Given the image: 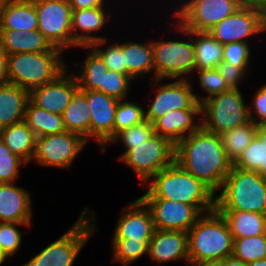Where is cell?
Masks as SVG:
<instances>
[{
	"instance_id": "obj_2",
	"label": "cell",
	"mask_w": 266,
	"mask_h": 266,
	"mask_svg": "<svg viewBox=\"0 0 266 266\" xmlns=\"http://www.w3.org/2000/svg\"><path fill=\"white\" fill-rule=\"evenodd\" d=\"M141 199H167L194 205L202 214L215 210L216 193L176 161L155 174Z\"/></svg>"
},
{
	"instance_id": "obj_39",
	"label": "cell",
	"mask_w": 266,
	"mask_h": 266,
	"mask_svg": "<svg viewBox=\"0 0 266 266\" xmlns=\"http://www.w3.org/2000/svg\"><path fill=\"white\" fill-rule=\"evenodd\" d=\"M196 73H198L196 76H198V81L201 90L207 93V95L205 96H200V94L195 95L198 103L201 104L204 100L214 95L230 90L225 79L221 76V74L216 68L196 70L195 74Z\"/></svg>"
},
{
	"instance_id": "obj_17",
	"label": "cell",
	"mask_w": 266,
	"mask_h": 266,
	"mask_svg": "<svg viewBox=\"0 0 266 266\" xmlns=\"http://www.w3.org/2000/svg\"><path fill=\"white\" fill-rule=\"evenodd\" d=\"M67 70L55 80L33 88L29 92V99L39 108L61 115L79 89L76 73L70 74Z\"/></svg>"
},
{
	"instance_id": "obj_53",
	"label": "cell",
	"mask_w": 266,
	"mask_h": 266,
	"mask_svg": "<svg viewBox=\"0 0 266 266\" xmlns=\"http://www.w3.org/2000/svg\"><path fill=\"white\" fill-rule=\"evenodd\" d=\"M246 266H266V258L247 263Z\"/></svg>"
},
{
	"instance_id": "obj_44",
	"label": "cell",
	"mask_w": 266,
	"mask_h": 266,
	"mask_svg": "<svg viewBox=\"0 0 266 266\" xmlns=\"http://www.w3.org/2000/svg\"><path fill=\"white\" fill-rule=\"evenodd\" d=\"M53 46L38 30L24 32L20 42V53L24 52H46L50 51Z\"/></svg>"
},
{
	"instance_id": "obj_23",
	"label": "cell",
	"mask_w": 266,
	"mask_h": 266,
	"mask_svg": "<svg viewBox=\"0 0 266 266\" xmlns=\"http://www.w3.org/2000/svg\"><path fill=\"white\" fill-rule=\"evenodd\" d=\"M38 29L35 0H7L0 15V30L28 32Z\"/></svg>"
},
{
	"instance_id": "obj_18",
	"label": "cell",
	"mask_w": 266,
	"mask_h": 266,
	"mask_svg": "<svg viewBox=\"0 0 266 266\" xmlns=\"http://www.w3.org/2000/svg\"><path fill=\"white\" fill-rule=\"evenodd\" d=\"M155 227L149 207L139 197L122 211L111 239L149 241Z\"/></svg>"
},
{
	"instance_id": "obj_36",
	"label": "cell",
	"mask_w": 266,
	"mask_h": 266,
	"mask_svg": "<svg viewBox=\"0 0 266 266\" xmlns=\"http://www.w3.org/2000/svg\"><path fill=\"white\" fill-rule=\"evenodd\" d=\"M145 119V109L141 104L130 100L121 99L118 101L115 112L114 136L124 130L143 122Z\"/></svg>"
},
{
	"instance_id": "obj_42",
	"label": "cell",
	"mask_w": 266,
	"mask_h": 266,
	"mask_svg": "<svg viewBox=\"0 0 266 266\" xmlns=\"http://www.w3.org/2000/svg\"><path fill=\"white\" fill-rule=\"evenodd\" d=\"M27 165L13 154L0 139V183H14L20 175V167Z\"/></svg>"
},
{
	"instance_id": "obj_35",
	"label": "cell",
	"mask_w": 266,
	"mask_h": 266,
	"mask_svg": "<svg viewBox=\"0 0 266 266\" xmlns=\"http://www.w3.org/2000/svg\"><path fill=\"white\" fill-rule=\"evenodd\" d=\"M232 255L245 264L266 258V233L233 240Z\"/></svg>"
},
{
	"instance_id": "obj_19",
	"label": "cell",
	"mask_w": 266,
	"mask_h": 266,
	"mask_svg": "<svg viewBox=\"0 0 266 266\" xmlns=\"http://www.w3.org/2000/svg\"><path fill=\"white\" fill-rule=\"evenodd\" d=\"M106 7L108 6L72 10V47L89 46L95 41L107 38L95 34L102 31L112 19V14L106 11Z\"/></svg>"
},
{
	"instance_id": "obj_51",
	"label": "cell",
	"mask_w": 266,
	"mask_h": 266,
	"mask_svg": "<svg viewBox=\"0 0 266 266\" xmlns=\"http://www.w3.org/2000/svg\"><path fill=\"white\" fill-rule=\"evenodd\" d=\"M190 266H225V259L206 260L198 263H189Z\"/></svg>"
},
{
	"instance_id": "obj_15",
	"label": "cell",
	"mask_w": 266,
	"mask_h": 266,
	"mask_svg": "<svg viewBox=\"0 0 266 266\" xmlns=\"http://www.w3.org/2000/svg\"><path fill=\"white\" fill-rule=\"evenodd\" d=\"M89 103L90 139L98 143L102 152L114 137V121L118 99L96 90H80Z\"/></svg>"
},
{
	"instance_id": "obj_20",
	"label": "cell",
	"mask_w": 266,
	"mask_h": 266,
	"mask_svg": "<svg viewBox=\"0 0 266 266\" xmlns=\"http://www.w3.org/2000/svg\"><path fill=\"white\" fill-rule=\"evenodd\" d=\"M148 257L158 264L185 260L188 255V233L179 230L155 229L149 241Z\"/></svg>"
},
{
	"instance_id": "obj_32",
	"label": "cell",
	"mask_w": 266,
	"mask_h": 266,
	"mask_svg": "<svg viewBox=\"0 0 266 266\" xmlns=\"http://www.w3.org/2000/svg\"><path fill=\"white\" fill-rule=\"evenodd\" d=\"M89 49L87 58L83 62H76L74 66L79 69L75 75L79 90H97L103 86L104 72L108 71L107 66L102 59L88 46H83ZM79 67V68H78Z\"/></svg>"
},
{
	"instance_id": "obj_30",
	"label": "cell",
	"mask_w": 266,
	"mask_h": 266,
	"mask_svg": "<svg viewBox=\"0 0 266 266\" xmlns=\"http://www.w3.org/2000/svg\"><path fill=\"white\" fill-rule=\"evenodd\" d=\"M195 50V71L217 68L223 61V45L208 32L190 31Z\"/></svg>"
},
{
	"instance_id": "obj_38",
	"label": "cell",
	"mask_w": 266,
	"mask_h": 266,
	"mask_svg": "<svg viewBox=\"0 0 266 266\" xmlns=\"http://www.w3.org/2000/svg\"><path fill=\"white\" fill-rule=\"evenodd\" d=\"M155 134L154 126L148 120L124 129L118 132L110 141V143H118L120 141L125 148V151L119 155L118 160L130 149L134 148V145H139L148 140Z\"/></svg>"
},
{
	"instance_id": "obj_12",
	"label": "cell",
	"mask_w": 266,
	"mask_h": 266,
	"mask_svg": "<svg viewBox=\"0 0 266 266\" xmlns=\"http://www.w3.org/2000/svg\"><path fill=\"white\" fill-rule=\"evenodd\" d=\"M38 30L63 52L72 47V9L68 0H35Z\"/></svg>"
},
{
	"instance_id": "obj_40",
	"label": "cell",
	"mask_w": 266,
	"mask_h": 266,
	"mask_svg": "<svg viewBox=\"0 0 266 266\" xmlns=\"http://www.w3.org/2000/svg\"><path fill=\"white\" fill-rule=\"evenodd\" d=\"M134 81L130 76H126L114 70L104 72L103 86L96 91L112 96L118 100L126 99L130 91L131 82Z\"/></svg>"
},
{
	"instance_id": "obj_25",
	"label": "cell",
	"mask_w": 266,
	"mask_h": 266,
	"mask_svg": "<svg viewBox=\"0 0 266 266\" xmlns=\"http://www.w3.org/2000/svg\"><path fill=\"white\" fill-rule=\"evenodd\" d=\"M123 54L127 66V76L133 80L143 79L153 72L155 79V65L151 39L147 43L129 41L123 43Z\"/></svg>"
},
{
	"instance_id": "obj_27",
	"label": "cell",
	"mask_w": 266,
	"mask_h": 266,
	"mask_svg": "<svg viewBox=\"0 0 266 266\" xmlns=\"http://www.w3.org/2000/svg\"><path fill=\"white\" fill-rule=\"evenodd\" d=\"M65 129L90 141L91 113L86 96L78 89L61 114Z\"/></svg>"
},
{
	"instance_id": "obj_52",
	"label": "cell",
	"mask_w": 266,
	"mask_h": 266,
	"mask_svg": "<svg viewBox=\"0 0 266 266\" xmlns=\"http://www.w3.org/2000/svg\"><path fill=\"white\" fill-rule=\"evenodd\" d=\"M225 266H246V264L233 255H230L225 258Z\"/></svg>"
},
{
	"instance_id": "obj_14",
	"label": "cell",
	"mask_w": 266,
	"mask_h": 266,
	"mask_svg": "<svg viewBox=\"0 0 266 266\" xmlns=\"http://www.w3.org/2000/svg\"><path fill=\"white\" fill-rule=\"evenodd\" d=\"M209 33L222 45L249 42V38L264 33L263 16L245 2L232 15L212 27Z\"/></svg>"
},
{
	"instance_id": "obj_7",
	"label": "cell",
	"mask_w": 266,
	"mask_h": 266,
	"mask_svg": "<svg viewBox=\"0 0 266 266\" xmlns=\"http://www.w3.org/2000/svg\"><path fill=\"white\" fill-rule=\"evenodd\" d=\"M173 23L178 32L187 37L182 40H151L155 79H190L195 73V50L193 35L176 20ZM177 25V26H176ZM189 75V76H188ZM187 76V77H186Z\"/></svg>"
},
{
	"instance_id": "obj_4",
	"label": "cell",
	"mask_w": 266,
	"mask_h": 266,
	"mask_svg": "<svg viewBox=\"0 0 266 266\" xmlns=\"http://www.w3.org/2000/svg\"><path fill=\"white\" fill-rule=\"evenodd\" d=\"M187 233L190 263L232 255L234 239L225 218L216 209L202 214Z\"/></svg>"
},
{
	"instance_id": "obj_41",
	"label": "cell",
	"mask_w": 266,
	"mask_h": 266,
	"mask_svg": "<svg viewBox=\"0 0 266 266\" xmlns=\"http://www.w3.org/2000/svg\"><path fill=\"white\" fill-rule=\"evenodd\" d=\"M18 226L31 227V224L0 222V249L9 259L19 251L22 243V232Z\"/></svg>"
},
{
	"instance_id": "obj_56",
	"label": "cell",
	"mask_w": 266,
	"mask_h": 266,
	"mask_svg": "<svg viewBox=\"0 0 266 266\" xmlns=\"http://www.w3.org/2000/svg\"><path fill=\"white\" fill-rule=\"evenodd\" d=\"M263 22H264V33H266V14L263 16Z\"/></svg>"
},
{
	"instance_id": "obj_43",
	"label": "cell",
	"mask_w": 266,
	"mask_h": 266,
	"mask_svg": "<svg viewBox=\"0 0 266 266\" xmlns=\"http://www.w3.org/2000/svg\"><path fill=\"white\" fill-rule=\"evenodd\" d=\"M249 42H233L223 45V61L236 67H249L251 64Z\"/></svg>"
},
{
	"instance_id": "obj_24",
	"label": "cell",
	"mask_w": 266,
	"mask_h": 266,
	"mask_svg": "<svg viewBox=\"0 0 266 266\" xmlns=\"http://www.w3.org/2000/svg\"><path fill=\"white\" fill-rule=\"evenodd\" d=\"M29 91L12 83L0 84V130L25 118Z\"/></svg>"
},
{
	"instance_id": "obj_11",
	"label": "cell",
	"mask_w": 266,
	"mask_h": 266,
	"mask_svg": "<svg viewBox=\"0 0 266 266\" xmlns=\"http://www.w3.org/2000/svg\"><path fill=\"white\" fill-rule=\"evenodd\" d=\"M87 143L81 135L67 130L36 137L32 162L43 167L70 168Z\"/></svg>"
},
{
	"instance_id": "obj_34",
	"label": "cell",
	"mask_w": 266,
	"mask_h": 266,
	"mask_svg": "<svg viewBox=\"0 0 266 266\" xmlns=\"http://www.w3.org/2000/svg\"><path fill=\"white\" fill-rule=\"evenodd\" d=\"M112 262H119L122 266H129L132 262L148 255L149 243L147 241L112 239Z\"/></svg>"
},
{
	"instance_id": "obj_50",
	"label": "cell",
	"mask_w": 266,
	"mask_h": 266,
	"mask_svg": "<svg viewBox=\"0 0 266 266\" xmlns=\"http://www.w3.org/2000/svg\"><path fill=\"white\" fill-rule=\"evenodd\" d=\"M245 2L254 7L262 16L266 14V0H245Z\"/></svg>"
},
{
	"instance_id": "obj_6",
	"label": "cell",
	"mask_w": 266,
	"mask_h": 266,
	"mask_svg": "<svg viewBox=\"0 0 266 266\" xmlns=\"http://www.w3.org/2000/svg\"><path fill=\"white\" fill-rule=\"evenodd\" d=\"M92 213V214H91ZM96 214L86 207L77 221L37 255L22 266H72L89 239L99 230Z\"/></svg>"
},
{
	"instance_id": "obj_49",
	"label": "cell",
	"mask_w": 266,
	"mask_h": 266,
	"mask_svg": "<svg viewBox=\"0 0 266 266\" xmlns=\"http://www.w3.org/2000/svg\"><path fill=\"white\" fill-rule=\"evenodd\" d=\"M7 52L0 41V84L8 83Z\"/></svg>"
},
{
	"instance_id": "obj_55",
	"label": "cell",
	"mask_w": 266,
	"mask_h": 266,
	"mask_svg": "<svg viewBox=\"0 0 266 266\" xmlns=\"http://www.w3.org/2000/svg\"><path fill=\"white\" fill-rule=\"evenodd\" d=\"M7 0H0V15H1V12L3 10V7H4V4Z\"/></svg>"
},
{
	"instance_id": "obj_13",
	"label": "cell",
	"mask_w": 266,
	"mask_h": 266,
	"mask_svg": "<svg viewBox=\"0 0 266 266\" xmlns=\"http://www.w3.org/2000/svg\"><path fill=\"white\" fill-rule=\"evenodd\" d=\"M163 79H151L153 89L155 88L154 98L145 110V119L154 123L158 118L163 117L170 110L201 108V104L196 100V93L193 92L190 79H176L170 83H161ZM157 86V87H156Z\"/></svg>"
},
{
	"instance_id": "obj_5",
	"label": "cell",
	"mask_w": 266,
	"mask_h": 266,
	"mask_svg": "<svg viewBox=\"0 0 266 266\" xmlns=\"http://www.w3.org/2000/svg\"><path fill=\"white\" fill-rule=\"evenodd\" d=\"M63 51L53 47L46 52H24L7 56L8 82L29 92L55 80L67 68Z\"/></svg>"
},
{
	"instance_id": "obj_54",
	"label": "cell",
	"mask_w": 266,
	"mask_h": 266,
	"mask_svg": "<svg viewBox=\"0 0 266 266\" xmlns=\"http://www.w3.org/2000/svg\"><path fill=\"white\" fill-rule=\"evenodd\" d=\"M9 259L6 257V255L2 252L0 249V266L4 264V262L8 261Z\"/></svg>"
},
{
	"instance_id": "obj_3",
	"label": "cell",
	"mask_w": 266,
	"mask_h": 266,
	"mask_svg": "<svg viewBox=\"0 0 266 266\" xmlns=\"http://www.w3.org/2000/svg\"><path fill=\"white\" fill-rule=\"evenodd\" d=\"M216 195L217 211H245L266 215V179L256 171L233 167Z\"/></svg>"
},
{
	"instance_id": "obj_33",
	"label": "cell",
	"mask_w": 266,
	"mask_h": 266,
	"mask_svg": "<svg viewBox=\"0 0 266 266\" xmlns=\"http://www.w3.org/2000/svg\"><path fill=\"white\" fill-rule=\"evenodd\" d=\"M256 126L250 121L220 134L227 157L234 162L256 136Z\"/></svg>"
},
{
	"instance_id": "obj_8",
	"label": "cell",
	"mask_w": 266,
	"mask_h": 266,
	"mask_svg": "<svg viewBox=\"0 0 266 266\" xmlns=\"http://www.w3.org/2000/svg\"><path fill=\"white\" fill-rule=\"evenodd\" d=\"M240 90L230 89L201 103V121L205 130L220 135L250 122L248 106Z\"/></svg>"
},
{
	"instance_id": "obj_16",
	"label": "cell",
	"mask_w": 266,
	"mask_h": 266,
	"mask_svg": "<svg viewBox=\"0 0 266 266\" xmlns=\"http://www.w3.org/2000/svg\"><path fill=\"white\" fill-rule=\"evenodd\" d=\"M149 207L155 229L188 232L202 213L184 202L167 199H142Z\"/></svg>"
},
{
	"instance_id": "obj_46",
	"label": "cell",
	"mask_w": 266,
	"mask_h": 266,
	"mask_svg": "<svg viewBox=\"0 0 266 266\" xmlns=\"http://www.w3.org/2000/svg\"><path fill=\"white\" fill-rule=\"evenodd\" d=\"M252 99V106H248L250 121L257 125L266 124V84L256 91Z\"/></svg>"
},
{
	"instance_id": "obj_21",
	"label": "cell",
	"mask_w": 266,
	"mask_h": 266,
	"mask_svg": "<svg viewBox=\"0 0 266 266\" xmlns=\"http://www.w3.org/2000/svg\"><path fill=\"white\" fill-rule=\"evenodd\" d=\"M199 120L196 121V117ZM154 131L169 139L174 145L202 126L201 108L170 110L154 123Z\"/></svg>"
},
{
	"instance_id": "obj_26",
	"label": "cell",
	"mask_w": 266,
	"mask_h": 266,
	"mask_svg": "<svg viewBox=\"0 0 266 266\" xmlns=\"http://www.w3.org/2000/svg\"><path fill=\"white\" fill-rule=\"evenodd\" d=\"M0 139L26 164L32 161L36 136L24 120L1 129Z\"/></svg>"
},
{
	"instance_id": "obj_29",
	"label": "cell",
	"mask_w": 266,
	"mask_h": 266,
	"mask_svg": "<svg viewBox=\"0 0 266 266\" xmlns=\"http://www.w3.org/2000/svg\"><path fill=\"white\" fill-rule=\"evenodd\" d=\"M233 167L256 171L266 179V124L256 126V136L233 162Z\"/></svg>"
},
{
	"instance_id": "obj_10",
	"label": "cell",
	"mask_w": 266,
	"mask_h": 266,
	"mask_svg": "<svg viewBox=\"0 0 266 266\" xmlns=\"http://www.w3.org/2000/svg\"><path fill=\"white\" fill-rule=\"evenodd\" d=\"M244 3L245 0H184L172 17L188 31L208 32Z\"/></svg>"
},
{
	"instance_id": "obj_37",
	"label": "cell",
	"mask_w": 266,
	"mask_h": 266,
	"mask_svg": "<svg viewBox=\"0 0 266 266\" xmlns=\"http://www.w3.org/2000/svg\"><path fill=\"white\" fill-rule=\"evenodd\" d=\"M107 39H101L93 42L90 47L104 62L108 70H114L127 76V66L123 54V43H112L107 45L105 49L103 46L107 42Z\"/></svg>"
},
{
	"instance_id": "obj_22",
	"label": "cell",
	"mask_w": 266,
	"mask_h": 266,
	"mask_svg": "<svg viewBox=\"0 0 266 266\" xmlns=\"http://www.w3.org/2000/svg\"><path fill=\"white\" fill-rule=\"evenodd\" d=\"M30 192L14 183H0V222L32 224Z\"/></svg>"
},
{
	"instance_id": "obj_48",
	"label": "cell",
	"mask_w": 266,
	"mask_h": 266,
	"mask_svg": "<svg viewBox=\"0 0 266 266\" xmlns=\"http://www.w3.org/2000/svg\"><path fill=\"white\" fill-rule=\"evenodd\" d=\"M72 10L104 7L107 0H68Z\"/></svg>"
},
{
	"instance_id": "obj_1",
	"label": "cell",
	"mask_w": 266,
	"mask_h": 266,
	"mask_svg": "<svg viewBox=\"0 0 266 266\" xmlns=\"http://www.w3.org/2000/svg\"><path fill=\"white\" fill-rule=\"evenodd\" d=\"M175 161L215 193L220 190L233 166L220 135L202 126L175 145Z\"/></svg>"
},
{
	"instance_id": "obj_31",
	"label": "cell",
	"mask_w": 266,
	"mask_h": 266,
	"mask_svg": "<svg viewBox=\"0 0 266 266\" xmlns=\"http://www.w3.org/2000/svg\"><path fill=\"white\" fill-rule=\"evenodd\" d=\"M24 121L36 137L56 134L66 130L60 114L39 108L30 99L25 107Z\"/></svg>"
},
{
	"instance_id": "obj_28",
	"label": "cell",
	"mask_w": 266,
	"mask_h": 266,
	"mask_svg": "<svg viewBox=\"0 0 266 266\" xmlns=\"http://www.w3.org/2000/svg\"><path fill=\"white\" fill-rule=\"evenodd\" d=\"M225 218L233 239L266 233V215L245 211H218Z\"/></svg>"
},
{
	"instance_id": "obj_45",
	"label": "cell",
	"mask_w": 266,
	"mask_h": 266,
	"mask_svg": "<svg viewBox=\"0 0 266 266\" xmlns=\"http://www.w3.org/2000/svg\"><path fill=\"white\" fill-rule=\"evenodd\" d=\"M230 89H240V82L246 77L248 67H236L228 62H220L216 68ZM245 76V77H244Z\"/></svg>"
},
{
	"instance_id": "obj_9",
	"label": "cell",
	"mask_w": 266,
	"mask_h": 266,
	"mask_svg": "<svg viewBox=\"0 0 266 266\" xmlns=\"http://www.w3.org/2000/svg\"><path fill=\"white\" fill-rule=\"evenodd\" d=\"M119 161L132 168L144 186L155 174L175 161V145L155 133L143 143L134 145Z\"/></svg>"
},
{
	"instance_id": "obj_47",
	"label": "cell",
	"mask_w": 266,
	"mask_h": 266,
	"mask_svg": "<svg viewBox=\"0 0 266 266\" xmlns=\"http://www.w3.org/2000/svg\"><path fill=\"white\" fill-rule=\"evenodd\" d=\"M23 35L24 32L20 30H0V41L8 55L20 53V42Z\"/></svg>"
}]
</instances>
